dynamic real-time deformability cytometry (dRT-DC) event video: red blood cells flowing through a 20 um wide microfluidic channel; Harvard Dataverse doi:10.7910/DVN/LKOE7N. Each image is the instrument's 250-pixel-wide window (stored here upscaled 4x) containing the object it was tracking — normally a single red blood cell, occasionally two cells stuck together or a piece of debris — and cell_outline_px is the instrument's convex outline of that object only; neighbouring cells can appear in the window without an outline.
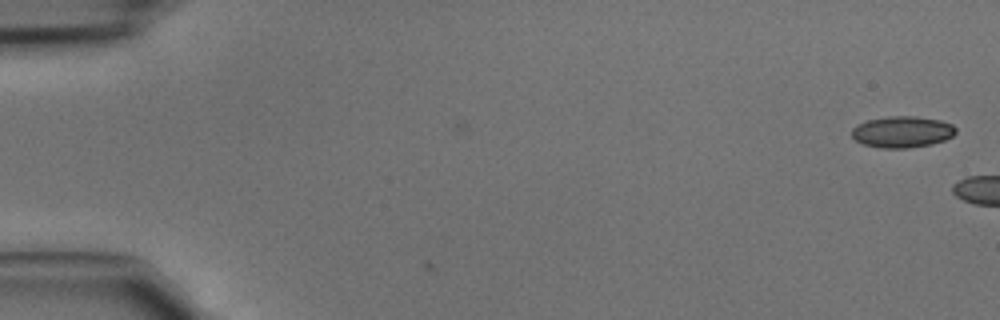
{"species": "common noctule bat (a hibernating species)", "species_latin": "Nyctalus noctula", "temperature_condition": "cold", "stored_images_in_passage": 4, "camera_frame_rate_fps": 3000, "um_per_image_px": 0.085, "animal": {"sex": "male", "body_mass_g": 15.6}, "frame": {"image": 1, "passage_image": 1, "time_ms": 0.0, "image_size_px": [1000, 320], "cell_outline_px": [[956, 132], [952, 136], [944, 140], [932, 144], [908, 148], [880, 148], [864, 144], [856, 140], [852, 136], [852, 128], [856, 124], [868, 120], [888, 116], [916, 116], [940, 120], [952, 124], [956, 128]], "centroid_in_image_um": [76.69, 11.2], "position_along_channel_um": 8.3, "area_um2": 19.07}}